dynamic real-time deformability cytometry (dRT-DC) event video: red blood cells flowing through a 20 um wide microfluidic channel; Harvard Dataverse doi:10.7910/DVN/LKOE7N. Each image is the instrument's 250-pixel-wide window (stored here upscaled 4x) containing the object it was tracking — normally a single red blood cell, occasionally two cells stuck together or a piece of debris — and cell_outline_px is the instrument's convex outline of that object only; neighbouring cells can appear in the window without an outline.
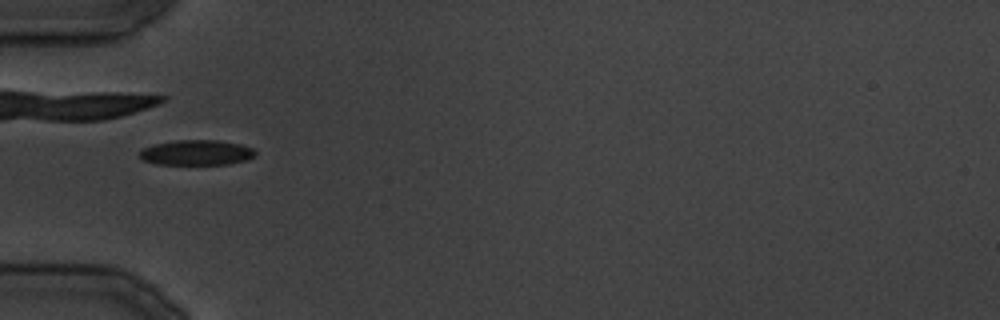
{"species": "common noctule bat (a hibernating species)", "species_latin": "Nyctalus noctula", "temperature_condition": "cold", "stored_images_in_passage": 10, "camera_frame_rate_fps": 3000, "um_per_image_px": 0.085, "animal": {"sex": "male", "body_mass_g": 19.5, "forearm_length_mm": 54.6}, "frame": {"image": 1, "passage_image": 5, "time_ms": 4.667, "image_size_px": [1000, 320], "cell_outline_px": [[256, 156], [248, 160], [228, 164], [156, 164], [140, 160], [140, 148], [156, 144], [176, 140], [220, 140], [240, 144], [252, 148], [256, 152]], "centroid_in_image_um": [16.7, 12.97], "position_along_channel_um": 68.3, "area_um2": 17.17}}